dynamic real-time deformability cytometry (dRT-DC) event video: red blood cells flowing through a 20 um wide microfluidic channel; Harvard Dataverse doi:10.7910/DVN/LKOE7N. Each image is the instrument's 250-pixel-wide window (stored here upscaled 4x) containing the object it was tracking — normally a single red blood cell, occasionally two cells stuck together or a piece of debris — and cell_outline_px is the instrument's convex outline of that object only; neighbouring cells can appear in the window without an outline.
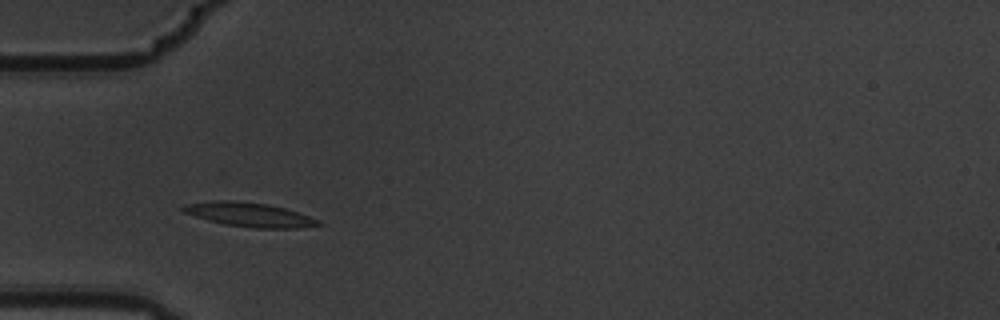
{"species": "common noctule bat (a hibernating species)", "species_latin": "Nyctalus noctula", "temperature_condition": "warm", "stored_images_in_passage": 3, "camera_frame_rate_fps": 3000, "um_per_image_px": 0.085, "animal": {"sex": "male", "body_mass_g": 19.5, "forearm_length_mm": 54.6}, "frame": {"image": 1, "passage_image": 3, "time_ms": 0.667, "image_size_px": [1000, 320], "cell_outline_px": [[320, 224], [300, 228], [252, 228], [224, 224], [208, 220], [184, 212], [180, 208], [184, 204], [212, 200], [232, 200], [268, 204], [284, 208], [320, 220]], "centroid_in_image_um": [21.15, 18.23], "position_along_channel_um": 63.9, "area_um2": 18.9}}